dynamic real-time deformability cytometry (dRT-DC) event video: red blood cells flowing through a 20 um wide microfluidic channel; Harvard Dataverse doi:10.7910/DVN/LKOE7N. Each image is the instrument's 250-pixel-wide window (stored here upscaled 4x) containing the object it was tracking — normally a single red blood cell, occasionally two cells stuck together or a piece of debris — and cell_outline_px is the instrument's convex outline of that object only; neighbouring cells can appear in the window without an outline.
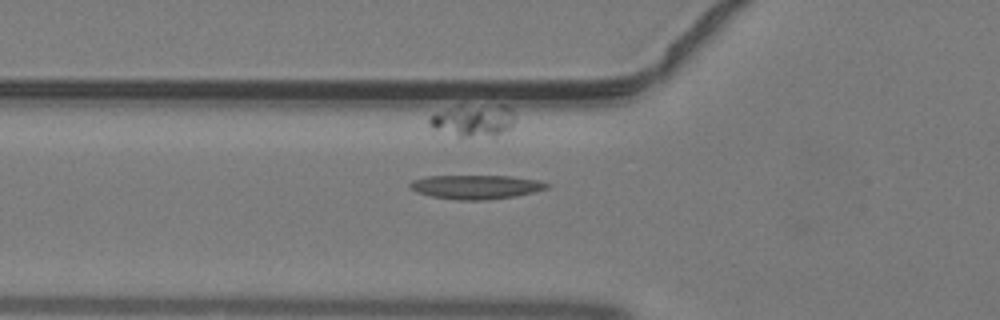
{"species": "common noctule bat (a hibernating species)", "species_latin": "Nyctalus noctula", "temperature_condition": "warm", "stored_images_in_passage": 30, "camera_frame_rate_fps": 3000, "um_per_image_px": 0.085, "animal": {"sex": "male", "body_mass_g": 19.2, "forearm_length_mm": 51.8}, "frame": {"image": 1, "passage_image": 4, "time_ms": 1.0, "image_size_px": [1000, 320], "cell_outline_px": [[552, 184], [548, 188], [536, 192], [516, 196], [488, 200], [456, 200], [432, 196], [416, 192], [408, 184], [412, 180], [424, 176], [512, 176], [540, 180]], "centroid_in_image_um": [40.51, 15.89], "position_along_channel_um": 85.3, "area_um2": 19.42}}
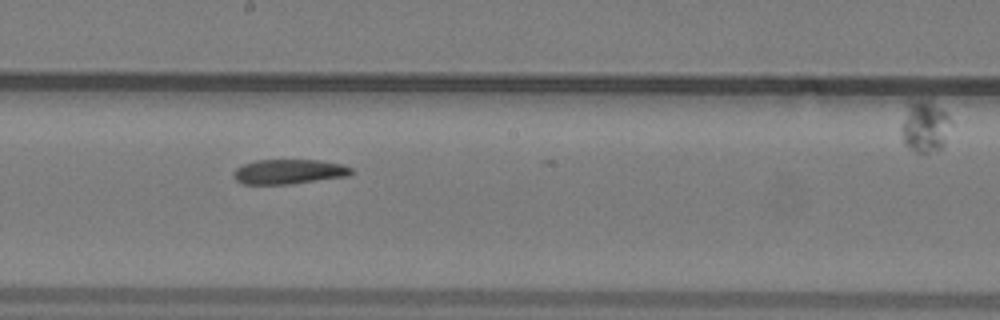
{"frame": {"image": 2, "passage_image": 13, "time_ms": 4.0, "image_size_px": [1000, 320], "cell_outline_px": [[352, 172], [348, 176], [292, 184], [244, 184], [236, 180], [232, 176], [232, 172], [236, 168], [244, 164], [256, 160], [320, 160], [344, 164], [352, 168]], "centroid_in_image_um": [24.56, 14.59], "position_along_channel_um": 223.6, "area_um2": 17.11}}
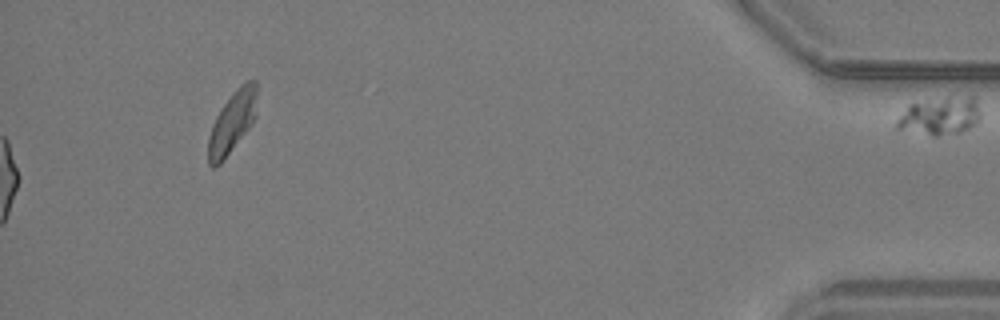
{"frame": {"image": 3, "passage_image": 30, "time_ms": 9.667, "image_size_px": [1000, 320], "cell_outline_px": [[980, 120], [976, 124], [960, 132], [936, 136], [932, 136], [896, 128], [896, 120], [908, 104], [948, 96], [976, 96], [980, 112]], "centroid_in_image_um": [79.92, 9.84], "position_along_channel_um": 355.3, "area_um2": 18.79}}